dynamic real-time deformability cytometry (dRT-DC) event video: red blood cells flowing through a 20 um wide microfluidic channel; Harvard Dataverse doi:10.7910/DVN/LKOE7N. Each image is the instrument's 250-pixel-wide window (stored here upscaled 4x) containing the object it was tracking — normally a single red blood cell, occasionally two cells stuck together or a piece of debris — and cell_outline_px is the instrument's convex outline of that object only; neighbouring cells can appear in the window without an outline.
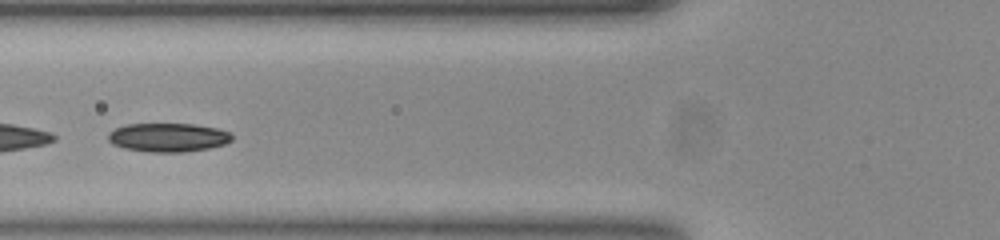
{"species": "common noctule bat (a hibernating species)", "species_latin": "Nyctalus noctula", "temperature_condition": "room temperature", "stored_images_in_passage": 42, "camera_frame_rate_fps": 3000, "um_per_image_px": 0.085, "animal": {"sex": "female", "body_mass_g": 23.0, "forearm_length_mm": 53.4}, "frame": {"image": 1, "passage_image": 10, "time_ms": 3.0, "image_size_px": [1000, 240], "cell_outline_px": [[232, 140], [224, 144], [208, 148], [184, 152], [148, 152], [124, 148], [112, 144], [108, 140], [108, 136], [116, 128], [128, 124], [192, 124], [216, 128], [228, 132], [232, 136]], "centroid_in_image_um": [14.28, 11.69], "position_along_channel_um": 111.5, "area_um2": 20.52}}
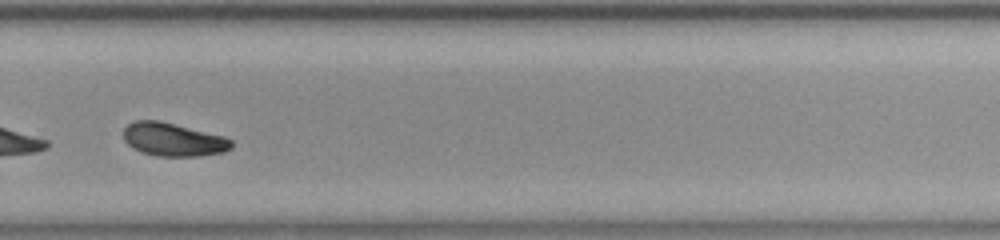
{"frame": {"image": 2, "passage_image": 26, "time_ms": 8.333, "image_size_px": [1000, 240], "cell_outline_px": [[232, 148], [224, 152], [200, 156], [156, 156], [140, 152], [128, 144], [124, 140], [124, 128], [128, 124], [136, 120], [160, 120], [224, 136], [232, 140]], "centroid_in_image_um": [14.73, 11.86], "position_along_channel_um": 315.1, "area_um2": 21.04}}
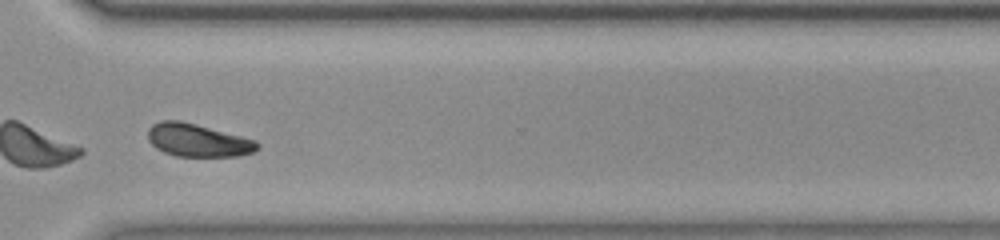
{"frame": {"image": 3, "passage_image": 29, "time_ms": 9.333, "image_size_px": [1000, 240], "cell_outline_px": [[260, 144], [252, 152], [240, 156], [176, 156], [164, 152], [156, 148], [148, 140], [148, 128], [152, 124], [160, 120], [180, 120], [196, 124], [240, 136], [252, 140]], "centroid_in_image_um": [16.74, 11.92], "position_along_channel_um": 353.9, "area_um2": 20.75}, "authors_computed_cell_mechanics": {"area_um2": 20.8658, "velocity_mm_per_s": 3.8242, "shape_relaxation_time_tau1_ms": 3.0875, "shape_relaxation_time_tau2_ms": 3.1823, "deformation_change_tau1": 0.143, "deformation_change_tau2": 0.0785}}